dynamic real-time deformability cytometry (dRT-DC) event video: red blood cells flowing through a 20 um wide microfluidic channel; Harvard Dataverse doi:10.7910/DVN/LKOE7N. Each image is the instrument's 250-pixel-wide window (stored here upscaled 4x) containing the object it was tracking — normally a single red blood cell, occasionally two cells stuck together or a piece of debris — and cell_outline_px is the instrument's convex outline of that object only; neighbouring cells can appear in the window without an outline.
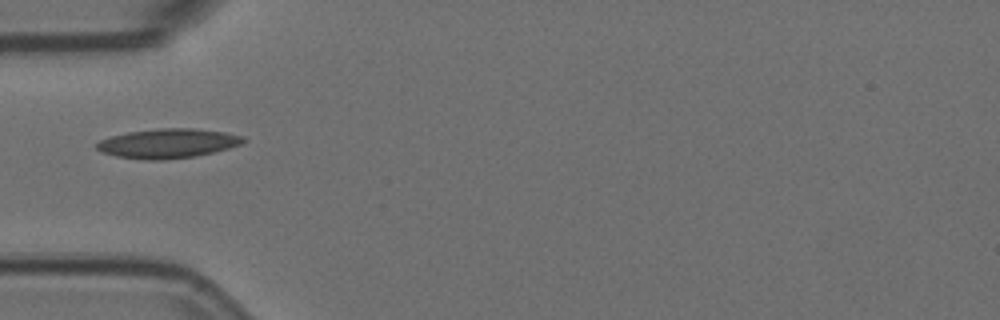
{"species": "Egyptian fruit bat (a non-hibernating species)", "species_latin": "Rousettus aegyptiacus", "temperature_condition": "room temperature", "stored_images_in_passage": 5, "camera_frame_rate_fps": 3000, "um_per_image_px": 0.085, "animal": {"sex": "female"}, "frame": {"image": 1, "passage_image": 4, "time_ms": 1.0, "image_size_px": [1000, 320], "cell_outline_px": [[248, 140], [240, 144], [228, 148], [196, 156], [164, 160], [148, 160], [116, 156], [100, 152], [96, 148], [96, 144], [100, 140], [112, 136], [128, 132], [156, 128], [192, 128], [224, 132], [244, 136]], "centroid_in_image_um": [14.26, 12.19], "position_along_channel_um": 70.7, "area_um2": 25.14}}
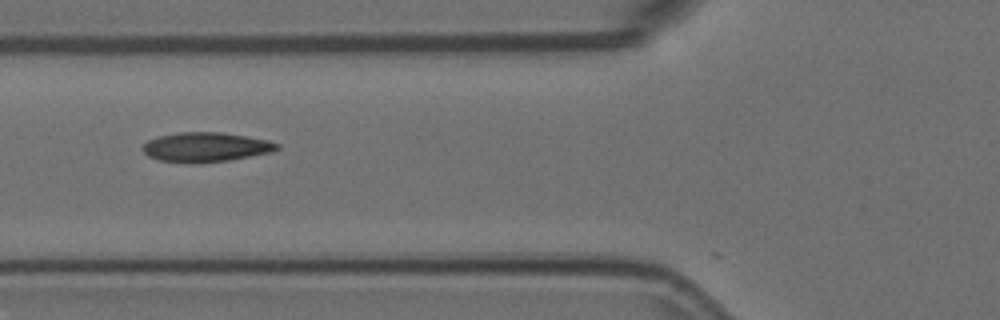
{"frame": {"image": 2, "passage_image": 5, "time_ms": 1.333, "image_size_px": [1000, 320], "cell_outline_px": [[280, 148], [272, 152], [228, 160], [160, 160], [148, 156], [144, 152], [144, 144], [148, 140], [156, 136], [180, 132], [220, 132], [268, 140], [280, 144]], "centroid_in_image_um": [17.54, 12.45], "position_along_channel_um": 108.3, "area_um2": 22.08}}